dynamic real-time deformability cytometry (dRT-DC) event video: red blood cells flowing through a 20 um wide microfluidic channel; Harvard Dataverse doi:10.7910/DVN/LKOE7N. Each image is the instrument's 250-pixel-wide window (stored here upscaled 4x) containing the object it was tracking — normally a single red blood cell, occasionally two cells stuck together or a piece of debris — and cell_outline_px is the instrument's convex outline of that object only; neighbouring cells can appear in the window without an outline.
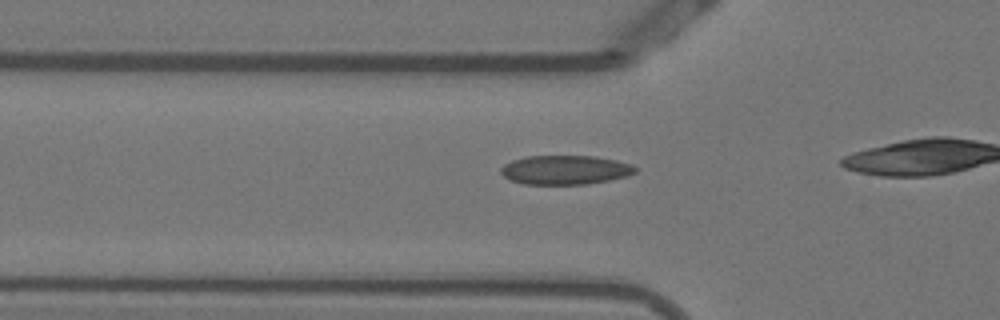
{"species": "Egyptian fruit bat (a non-hibernating species)", "species_latin": "Rousettus aegyptiacus", "temperature_condition": "warm", "stored_images_in_passage": 17, "camera_frame_rate_fps": 3000, "um_per_image_px": 0.085, "animal": {"sex": "female"}, "frame": {"image": 1, "passage_image": 12, "time_ms": 3.667, "image_size_px": [1000, 320], "cell_outline_px": [[636, 172], [628, 176], [588, 184], [524, 184], [512, 180], [504, 176], [500, 172], [500, 168], [504, 164], [512, 160], [524, 156], [592, 156], [616, 160], [632, 164], [636, 168]], "centroid_in_image_um": [48.04, 14.44], "position_along_channel_um": 77.8, "area_um2": 22.83}}
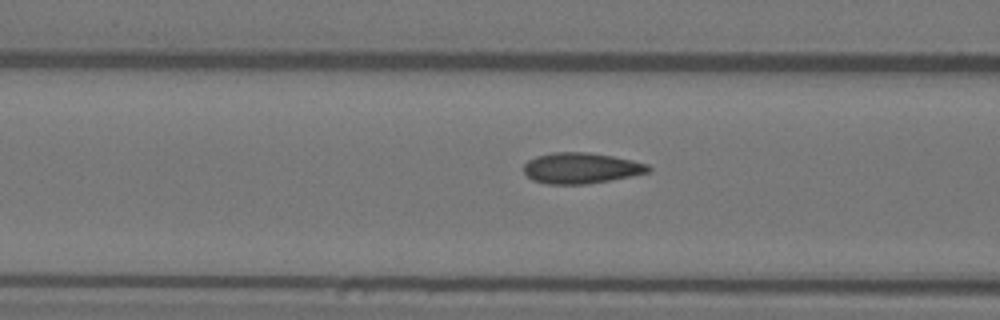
{"frame": {"image": 2, "passage_image": 15, "time_ms": 4.667, "image_size_px": [1000, 320], "cell_outline_px": [[652, 168], [648, 172], [588, 184], [548, 184], [532, 180], [524, 172], [524, 164], [528, 160], [536, 156], [552, 152], [588, 152], [612, 156], [632, 160], [648, 164]], "centroid_in_image_um": [49.36, 14.28], "position_along_channel_um": 117.2, "area_um2": 22.25}}